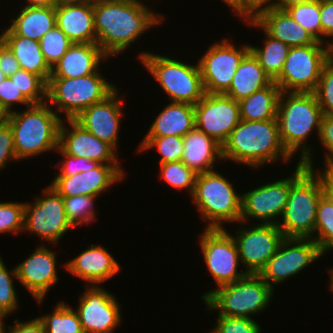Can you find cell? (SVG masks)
<instances>
[{"label":"cell","mask_w":333,"mask_h":333,"mask_svg":"<svg viewBox=\"0 0 333 333\" xmlns=\"http://www.w3.org/2000/svg\"><path fill=\"white\" fill-rule=\"evenodd\" d=\"M141 0H119L93 5L96 43L109 57L118 56L139 36L164 21Z\"/></svg>","instance_id":"6da1fadb"},{"label":"cell","mask_w":333,"mask_h":333,"mask_svg":"<svg viewBox=\"0 0 333 333\" xmlns=\"http://www.w3.org/2000/svg\"><path fill=\"white\" fill-rule=\"evenodd\" d=\"M323 113L314 92H281L277 121L283 147L293 157L300 151L299 162L313 168L311 145H305L313 130L319 136Z\"/></svg>","instance_id":"7a4b0ae2"},{"label":"cell","mask_w":333,"mask_h":333,"mask_svg":"<svg viewBox=\"0 0 333 333\" xmlns=\"http://www.w3.org/2000/svg\"><path fill=\"white\" fill-rule=\"evenodd\" d=\"M293 158L283 147L277 119L264 121L241 120L222 145V160L244 164L251 169Z\"/></svg>","instance_id":"3957f363"},{"label":"cell","mask_w":333,"mask_h":333,"mask_svg":"<svg viewBox=\"0 0 333 333\" xmlns=\"http://www.w3.org/2000/svg\"><path fill=\"white\" fill-rule=\"evenodd\" d=\"M25 111L8 113L18 160L29 159L59 147V129L63 118L48 102L32 104Z\"/></svg>","instance_id":"277c9868"},{"label":"cell","mask_w":333,"mask_h":333,"mask_svg":"<svg viewBox=\"0 0 333 333\" xmlns=\"http://www.w3.org/2000/svg\"><path fill=\"white\" fill-rule=\"evenodd\" d=\"M224 176L215 169L196 175L191 197L201 218L208 222L205 229H224L227 222H240L242 194Z\"/></svg>","instance_id":"5b68a950"},{"label":"cell","mask_w":333,"mask_h":333,"mask_svg":"<svg viewBox=\"0 0 333 333\" xmlns=\"http://www.w3.org/2000/svg\"><path fill=\"white\" fill-rule=\"evenodd\" d=\"M272 289L258 274H247L233 283L220 286L202 295L207 310L227 317L252 319L269 306L273 298Z\"/></svg>","instance_id":"8992f818"},{"label":"cell","mask_w":333,"mask_h":333,"mask_svg":"<svg viewBox=\"0 0 333 333\" xmlns=\"http://www.w3.org/2000/svg\"><path fill=\"white\" fill-rule=\"evenodd\" d=\"M138 59L166 92L170 102L196 105L205 96L198 61L195 65L187 64L150 51L140 53Z\"/></svg>","instance_id":"52a82bcc"},{"label":"cell","mask_w":333,"mask_h":333,"mask_svg":"<svg viewBox=\"0 0 333 333\" xmlns=\"http://www.w3.org/2000/svg\"><path fill=\"white\" fill-rule=\"evenodd\" d=\"M323 195L319 177L307 169L290 188L286 207L277 223L286 239H313L318 202Z\"/></svg>","instance_id":"ba28073f"},{"label":"cell","mask_w":333,"mask_h":333,"mask_svg":"<svg viewBox=\"0 0 333 333\" xmlns=\"http://www.w3.org/2000/svg\"><path fill=\"white\" fill-rule=\"evenodd\" d=\"M115 87L99 70L76 78L49 77L46 102L55 105L57 114L65 113L64 119H74L87 107L103 101Z\"/></svg>","instance_id":"9c48e42d"},{"label":"cell","mask_w":333,"mask_h":333,"mask_svg":"<svg viewBox=\"0 0 333 333\" xmlns=\"http://www.w3.org/2000/svg\"><path fill=\"white\" fill-rule=\"evenodd\" d=\"M330 60V45L323 42L291 47L283 69L274 82L281 92H314L321 71Z\"/></svg>","instance_id":"30bf717a"},{"label":"cell","mask_w":333,"mask_h":333,"mask_svg":"<svg viewBox=\"0 0 333 333\" xmlns=\"http://www.w3.org/2000/svg\"><path fill=\"white\" fill-rule=\"evenodd\" d=\"M308 169L298 161L295 171L286 179L266 183L242 193L240 222L247 224V219H257L261 224L277 225L286 207L291 185Z\"/></svg>","instance_id":"8fae6325"},{"label":"cell","mask_w":333,"mask_h":333,"mask_svg":"<svg viewBox=\"0 0 333 333\" xmlns=\"http://www.w3.org/2000/svg\"><path fill=\"white\" fill-rule=\"evenodd\" d=\"M43 193V197L41 195L34 202L25 203L23 231L57 245L66 232L75 227L67 219L63 196L50 185L44 188Z\"/></svg>","instance_id":"7c38bea8"},{"label":"cell","mask_w":333,"mask_h":333,"mask_svg":"<svg viewBox=\"0 0 333 333\" xmlns=\"http://www.w3.org/2000/svg\"><path fill=\"white\" fill-rule=\"evenodd\" d=\"M250 51V45L237 47L228 38L212 44L198 59L201 77L206 94H224L244 56Z\"/></svg>","instance_id":"4fadbf2b"},{"label":"cell","mask_w":333,"mask_h":333,"mask_svg":"<svg viewBox=\"0 0 333 333\" xmlns=\"http://www.w3.org/2000/svg\"><path fill=\"white\" fill-rule=\"evenodd\" d=\"M199 238L203 260L217 287L233 283L247 275L245 271H237L241 264L238 248L226 228L204 229Z\"/></svg>","instance_id":"5bb4252c"},{"label":"cell","mask_w":333,"mask_h":333,"mask_svg":"<svg viewBox=\"0 0 333 333\" xmlns=\"http://www.w3.org/2000/svg\"><path fill=\"white\" fill-rule=\"evenodd\" d=\"M293 245V246H292ZM324 256L313 239H286L258 274L272 289Z\"/></svg>","instance_id":"9a60e30c"},{"label":"cell","mask_w":333,"mask_h":333,"mask_svg":"<svg viewBox=\"0 0 333 333\" xmlns=\"http://www.w3.org/2000/svg\"><path fill=\"white\" fill-rule=\"evenodd\" d=\"M242 226L232 235L240 256L241 265L247 274H259L268 260L276 253L284 239L282 231L273 224H254ZM248 227V228H246ZM244 226V228H242Z\"/></svg>","instance_id":"2e32d148"},{"label":"cell","mask_w":333,"mask_h":333,"mask_svg":"<svg viewBox=\"0 0 333 333\" xmlns=\"http://www.w3.org/2000/svg\"><path fill=\"white\" fill-rule=\"evenodd\" d=\"M194 111L195 128L221 146L241 121L239 103L225 94H205Z\"/></svg>","instance_id":"e0dca14e"},{"label":"cell","mask_w":333,"mask_h":333,"mask_svg":"<svg viewBox=\"0 0 333 333\" xmlns=\"http://www.w3.org/2000/svg\"><path fill=\"white\" fill-rule=\"evenodd\" d=\"M77 314L84 333H113L122 320L119 302L101 285H87Z\"/></svg>","instance_id":"ac0fdd59"},{"label":"cell","mask_w":333,"mask_h":333,"mask_svg":"<svg viewBox=\"0 0 333 333\" xmlns=\"http://www.w3.org/2000/svg\"><path fill=\"white\" fill-rule=\"evenodd\" d=\"M123 106L124 100L119 98L116 88L103 101L84 109L74 120L85 130L117 150Z\"/></svg>","instance_id":"d6986e66"},{"label":"cell","mask_w":333,"mask_h":333,"mask_svg":"<svg viewBox=\"0 0 333 333\" xmlns=\"http://www.w3.org/2000/svg\"><path fill=\"white\" fill-rule=\"evenodd\" d=\"M40 246V247H39ZM31 255L17 264V281L41 304L51 286L58 282L55 251L39 245Z\"/></svg>","instance_id":"ffe728a7"},{"label":"cell","mask_w":333,"mask_h":333,"mask_svg":"<svg viewBox=\"0 0 333 333\" xmlns=\"http://www.w3.org/2000/svg\"><path fill=\"white\" fill-rule=\"evenodd\" d=\"M63 118L59 129V147L68 155L84 157L100 164L120 165L117 151L109 144L85 130L74 119ZM71 128V129H70Z\"/></svg>","instance_id":"44dd1931"},{"label":"cell","mask_w":333,"mask_h":333,"mask_svg":"<svg viewBox=\"0 0 333 333\" xmlns=\"http://www.w3.org/2000/svg\"><path fill=\"white\" fill-rule=\"evenodd\" d=\"M124 177L125 172L120 165L100 164L93 170L73 176H56L49 185L63 197L100 196Z\"/></svg>","instance_id":"7402d4cb"},{"label":"cell","mask_w":333,"mask_h":333,"mask_svg":"<svg viewBox=\"0 0 333 333\" xmlns=\"http://www.w3.org/2000/svg\"><path fill=\"white\" fill-rule=\"evenodd\" d=\"M66 263L62 266L69 273L91 285H99L113 278L121 269L113 255L105 247L96 244L88 245V249Z\"/></svg>","instance_id":"603a6c76"},{"label":"cell","mask_w":333,"mask_h":333,"mask_svg":"<svg viewBox=\"0 0 333 333\" xmlns=\"http://www.w3.org/2000/svg\"><path fill=\"white\" fill-rule=\"evenodd\" d=\"M245 22L247 25L260 27L259 29L290 47L307 46L317 41L301 24L295 22L286 10L268 9L262 11L254 20Z\"/></svg>","instance_id":"cb8c5ba5"},{"label":"cell","mask_w":333,"mask_h":333,"mask_svg":"<svg viewBox=\"0 0 333 333\" xmlns=\"http://www.w3.org/2000/svg\"><path fill=\"white\" fill-rule=\"evenodd\" d=\"M56 25L73 43H96L93 5L82 1L55 5Z\"/></svg>","instance_id":"d4e9b609"},{"label":"cell","mask_w":333,"mask_h":333,"mask_svg":"<svg viewBox=\"0 0 333 333\" xmlns=\"http://www.w3.org/2000/svg\"><path fill=\"white\" fill-rule=\"evenodd\" d=\"M109 57L97 43H73L51 68L50 77L76 78L97 72Z\"/></svg>","instance_id":"484cf974"},{"label":"cell","mask_w":333,"mask_h":333,"mask_svg":"<svg viewBox=\"0 0 333 333\" xmlns=\"http://www.w3.org/2000/svg\"><path fill=\"white\" fill-rule=\"evenodd\" d=\"M10 26L0 36H23L40 41L56 26L55 6H22Z\"/></svg>","instance_id":"4316f807"},{"label":"cell","mask_w":333,"mask_h":333,"mask_svg":"<svg viewBox=\"0 0 333 333\" xmlns=\"http://www.w3.org/2000/svg\"><path fill=\"white\" fill-rule=\"evenodd\" d=\"M183 142L181 161L197 174L214 170L213 163L216 159H222V146L196 128L183 137Z\"/></svg>","instance_id":"83f0119b"},{"label":"cell","mask_w":333,"mask_h":333,"mask_svg":"<svg viewBox=\"0 0 333 333\" xmlns=\"http://www.w3.org/2000/svg\"><path fill=\"white\" fill-rule=\"evenodd\" d=\"M195 128L194 105L170 102L157 115L144 137H165L175 135L184 137Z\"/></svg>","instance_id":"f1b7e54d"},{"label":"cell","mask_w":333,"mask_h":333,"mask_svg":"<svg viewBox=\"0 0 333 333\" xmlns=\"http://www.w3.org/2000/svg\"><path fill=\"white\" fill-rule=\"evenodd\" d=\"M272 82L257 57L250 50L239 64L230 88L224 94L239 102L269 86Z\"/></svg>","instance_id":"f546056e"},{"label":"cell","mask_w":333,"mask_h":333,"mask_svg":"<svg viewBox=\"0 0 333 333\" xmlns=\"http://www.w3.org/2000/svg\"><path fill=\"white\" fill-rule=\"evenodd\" d=\"M0 39L12 51L20 68L40 76L46 83L51 75V67L46 62L40 41L23 36H0Z\"/></svg>","instance_id":"4dcf8cb0"},{"label":"cell","mask_w":333,"mask_h":333,"mask_svg":"<svg viewBox=\"0 0 333 333\" xmlns=\"http://www.w3.org/2000/svg\"><path fill=\"white\" fill-rule=\"evenodd\" d=\"M280 94L279 86L273 81L269 86L240 100L238 103L241 120L264 121L277 119Z\"/></svg>","instance_id":"1f68e13d"},{"label":"cell","mask_w":333,"mask_h":333,"mask_svg":"<svg viewBox=\"0 0 333 333\" xmlns=\"http://www.w3.org/2000/svg\"><path fill=\"white\" fill-rule=\"evenodd\" d=\"M263 33L266 35L263 47L250 45V50L259 60L265 73L274 81L280 75L291 47L274 39L265 31Z\"/></svg>","instance_id":"d6a6232c"},{"label":"cell","mask_w":333,"mask_h":333,"mask_svg":"<svg viewBox=\"0 0 333 333\" xmlns=\"http://www.w3.org/2000/svg\"><path fill=\"white\" fill-rule=\"evenodd\" d=\"M53 310L51 314L38 317L43 323L45 333H84L79 316L71 305L59 301Z\"/></svg>","instance_id":"836d02e7"},{"label":"cell","mask_w":333,"mask_h":333,"mask_svg":"<svg viewBox=\"0 0 333 333\" xmlns=\"http://www.w3.org/2000/svg\"><path fill=\"white\" fill-rule=\"evenodd\" d=\"M314 235L323 255L333 249V204L323 195L317 205Z\"/></svg>","instance_id":"e575fe53"},{"label":"cell","mask_w":333,"mask_h":333,"mask_svg":"<svg viewBox=\"0 0 333 333\" xmlns=\"http://www.w3.org/2000/svg\"><path fill=\"white\" fill-rule=\"evenodd\" d=\"M155 147V148H154ZM157 149L161 155L159 164L181 161L184 152L183 137L169 135L165 137H144L137 151Z\"/></svg>","instance_id":"d590c367"},{"label":"cell","mask_w":333,"mask_h":333,"mask_svg":"<svg viewBox=\"0 0 333 333\" xmlns=\"http://www.w3.org/2000/svg\"><path fill=\"white\" fill-rule=\"evenodd\" d=\"M99 196L76 195L71 197H63L64 208L67 219L74 226L87 225L96 218L95 200Z\"/></svg>","instance_id":"8d00e7d4"},{"label":"cell","mask_w":333,"mask_h":333,"mask_svg":"<svg viewBox=\"0 0 333 333\" xmlns=\"http://www.w3.org/2000/svg\"><path fill=\"white\" fill-rule=\"evenodd\" d=\"M160 176L168 185L176 190H188L192 196L197 173L182 161H173L160 164Z\"/></svg>","instance_id":"74e56055"},{"label":"cell","mask_w":333,"mask_h":333,"mask_svg":"<svg viewBox=\"0 0 333 333\" xmlns=\"http://www.w3.org/2000/svg\"><path fill=\"white\" fill-rule=\"evenodd\" d=\"M286 11L295 22L301 24L317 41L321 42L320 0L293 5Z\"/></svg>","instance_id":"f35d334b"},{"label":"cell","mask_w":333,"mask_h":333,"mask_svg":"<svg viewBox=\"0 0 333 333\" xmlns=\"http://www.w3.org/2000/svg\"><path fill=\"white\" fill-rule=\"evenodd\" d=\"M9 78L32 104L46 102L47 83L40 76L20 69Z\"/></svg>","instance_id":"ab89813d"},{"label":"cell","mask_w":333,"mask_h":333,"mask_svg":"<svg viewBox=\"0 0 333 333\" xmlns=\"http://www.w3.org/2000/svg\"><path fill=\"white\" fill-rule=\"evenodd\" d=\"M72 44L73 42L57 25L43 35L40 40L42 54L51 68Z\"/></svg>","instance_id":"60d3db41"},{"label":"cell","mask_w":333,"mask_h":333,"mask_svg":"<svg viewBox=\"0 0 333 333\" xmlns=\"http://www.w3.org/2000/svg\"><path fill=\"white\" fill-rule=\"evenodd\" d=\"M0 256V308L8 315L13 314L18 308L17 291L13 279H17L16 267L9 272Z\"/></svg>","instance_id":"b9f144b4"},{"label":"cell","mask_w":333,"mask_h":333,"mask_svg":"<svg viewBox=\"0 0 333 333\" xmlns=\"http://www.w3.org/2000/svg\"><path fill=\"white\" fill-rule=\"evenodd\" d=\"M25 202H0V234H18L24 230Z\"/></svg>","instance_id":"7bdbcfd3"},{"label":"cell","mask_w":333,"mask_h":333,"mask_svg":"<svg viewBox=\"0 0 333 333\" xmlns=\"http://www.w3.org/2000/svg\"><path fill=\"white\" fill-rule=\"evenodd\" d=\"M323 115H333V59L323 67L314 91Z\"/></svg>","instance_id":"ee69618b"},{"label":"cell","mask_w":333,"mask_h":333,"mask_svg":"<svg viewBox=\"0 0 333 333\" xmlns=\"http://www.w3.org/2000/svg\"><path fill=\"white\" fill-rule=\"evenodd\" d=\"M216 320L211 333H261V326L254 319L218 315Z\"/></svg>","instance_id":"f6af8a7d"},{"label":"cell","mask_w":333,"mask_h":333,"mask_svg":"<svg viewBox=\"0 0 333 333\" xmlns=\"http://www.w3.org/2000/svg\"><path fill=\"white\" fill-rule=\"evenodd\" d=\"M56 152L62 154L64 157L63 161H59L61 163L58 162V165H62L58 166L61 172L56 176H73L79 172L82 173L93 170L100 165V163L85 159L84 157L68 155L60 147L57 148Z\"/></svg>","instance_id":"bcb514c9"},{"label":"cell","mask_w":333,"mask_h":333,"mask_svg":"<svg viewBox=\"0 0 333 333\" xmlns=\"http://www.w3.org/2000/svg\"><path fill=\"white\" fill-rule=\"evenodd\" d=\"M16 103L30 106L32 103L22 94L21 90L18 89L15 82L9 77H6L0 83V106L7 112H13V105ZM12 107V108H11Z\"/></svg>","instance_id":"7dc6e473"},{"label":"cell","mask_w":333,"mask_h":333,"mask_svg":"<svg viewBox=\"0 0 333 333\" xmlns=\"http://www.w3.org/2000/svg\"><path fill=\"white\" fill-rule=\"evenodd\" d=\"M10 160L18 161L13 141V131L8 122L0 127V170L3 169Z\"/></svg>","instance_id":"c3c4849f"},{"label":"cell","mask_w":333,"mask_h":333,"mask_svg":"<svg viewBox=\"0 0 333 333\" xmlns=\"http://www.w3.org/2000/svg\"><path fill=\"white\" fill-rule=\"evenodd\" d=\"M318 138L326 150L324 153V169L329 163L333 162V115H323Z\"/></svg>","instance_id":"681fc988"},{"label":"cell","mask_w":333,"mask_h":333,"mask_svg":"<svg viewBox=\"0 0 333 333\" xmlns=\"http://www.w3.org/2000/svg\"><path fill=\"white\" fill-rule=\"evenodd\" d=\"M321 42L333 44V0H320ZM330 41L327 38H331ZM326 41H325V39Z\"/></svg>","instance_id":"f907efd6"},{"label":"cell","mask_w":333,"mask_h":333,"mask_svg":"<svg viewBox=\"0 0 333 333\" xmlns=\"http://www.w3.org/2000/svg\"><path fill=\"white\" fill-rule=\"evenodd\" d=\"M275 8V0H241V18L254 20L262 11Z\"/></svg>","instance_id":"816d5d0a"},{"label":"cell","mask_w":333,"mask_h":333,"mask_svg":"<svg viewBox=\"0 0 333 333\" xmlns=\"http://www.w3.org/2000/svg\"><path fill=\"white\" fill-rule=\"evenodd\" d=\"M0 69L7 76L14 75L20 70L18 60L15 58L12 51L8 46L0 39Z\"/></svg>","instance_id":"f5cc1de1"},{"label":"cell","mask_w":333,"mask_h":333,"mask_svg":"<svg viewBox=\"0 0 333 333\" xmlns=\"http://www.w3.org/2000/svg\"><path fill=\"white\" fill-rule=\"evenodd\" d=\"M8 328L9 330H5L4 333H45L43 323L38 317L26 322L15 319L14 325H9Z\"/></svg>","instance_id":"db71d44e"},{"label":"cell","mask_w":333,"mask_h":333,"mask_svg":"<svg viewBox=\"0 0 333 333\" xmlns=\"http://www.w3.org/2000/svg\"><path fill=\"white\" fill-rule=\"evenodd\" d=\"M309 169L319 177L323 196L333 204V179L324 170L318 172V169L314 170V167Z\"/></svg>","instance_id":"11a10c76"},{"label":"cell","mask_w":333,"mask_h":333,"mask_svg":"<svg viewBox=\"0 0 333 333\" xmlns=\"http://www.w3.org/2000/svg\"><path fill=\"white\" fill-rule=\"evenodd\" d=\"M313 1L317 0H275V8L279 10H286L293 5L304 4Z\"/></svg>","instance_id":"9f6ffc18"},{"label":"cell","mask_w":333,"mask_h":333,"mask_svg":"<svg viewBox=\"0 0 333 333\" xmlns=\"http://www.w3.org/2000/svg\"><path fill=\"white\" fill-rule=\"evenodd\" d=\"M25 6H55L54 0H26Z\"/></svg>","instance_id":"6f0895ef"},{"label":"cell","mask_w":333,"mask_h":333,"mask_svg":"<svg viewBox=\"0 0 333 333\" xmlns=\"http://www.w3.org/2000/svg\"><path fill=\"white\" fill-rule=\"evenodd\" d=\"M225 4H228L234 11L235 15L238 14L241 19V0H222Z\"/></svg>","instance_id":"680465c9"},{"label":"cell","mask_w":333,"mask_h":333,"mask_svg":"<svg viewBox=\"0 0 333 333\" xmlns=\"http://www.w3.org/2000/svg\"><path fill=\"white\" fill-rule=\"evenodd\" d=\"M8 316L9 315L0 308V333H4V331L7 330L3 321Z\"/></svg>","instance_id":"91938a15"},{"label":"cell","mask_w":333,"mask_h":333,"mask_svg":"<svg viewBox=\"0 0 333 333\" xmlns=\"http://www.w3.org/2000/svg\"><path fill=\"white\" fill-rule=\"evenodd\" d=\"M79 1H82V2L90 4V5H96L99 3L113 2V1H119V0H79Z\"/></svg>","instance_id":"94428289"},{"label":"cell","mask_w":333,"mask_h":333,"mask_svg":"<svg viewBox=\"0 0 333 333\" xmlns=\"http://www.w3.org/2000/svg\"><path fill=\"white\" fill-rule=\"evenodd\" d=\"M8 113L0 106V127L7 122Z\"/></svg>","instance_id":"6125c7cd"},{"label":"cell","mask_w":333,"mask_h":333,"mask_svg":"<svg viewBox=\"0 0 333 333\" xmlns=\"http://www.w3.org/2000/svg\"><path fill=\"white\" fill-rule=\"evenodd\" d=\"M324 171L333 179V162L329 163L324 168Z\"/></svg>","instance_id":"be15d7a7"},{"label":"cell","mask_w":333,"mask_h":333,"mask_svg":"<svg viewBox=\"0 0 333 333\" xmlns=\"http://www.w3.org/2000/svg\"><path fill=\"white\" fill-rule=\"evenodd\" d=\"M329 272H330V282H329V288H330V290L333 292V268H330V270H329Z\"/></svg>","instance_id":"e7e4bbea"},{"label":"cell","mask_w":333,"mask_h":333,"mask_svg":"<svg viewBox=\"0 0 333 333\" xmlns=\"http://www.w3.org/2000/svg\"><path fill=\"white\" fill-rule=\"evenodd\" d=\"M7 76L1 71L0 69V83L6 78Z\"/></svg>","instance_id":"03108f58"},{"label":"cell","mask_w":333,"mask_h":333,"mask_svg":"<svg viewBox=\"0 0 333 333\" xmlns=\"http://www.w3.org/2000/svg\"><path fill=\"white\" fill-rule=\"evenodd\" d=\"M55 3H62V2H71V1H79V0H54Z\"/></svg>","instance_id":"003e7915"},{"label":"cell","mask_w":333,"mask_h":333,"mask_svg":"<svg viewBox=\"0 0 333 333\" xmlns=\"http://www.w3.org/2000/svg\"><path fill=\"white\" fill-rule=\"evenodd\" d=\"M330 49H331V58L333 59V44H331Z\"/></svg>","instance_id":"a7ac6f4b"}]
</instances>
